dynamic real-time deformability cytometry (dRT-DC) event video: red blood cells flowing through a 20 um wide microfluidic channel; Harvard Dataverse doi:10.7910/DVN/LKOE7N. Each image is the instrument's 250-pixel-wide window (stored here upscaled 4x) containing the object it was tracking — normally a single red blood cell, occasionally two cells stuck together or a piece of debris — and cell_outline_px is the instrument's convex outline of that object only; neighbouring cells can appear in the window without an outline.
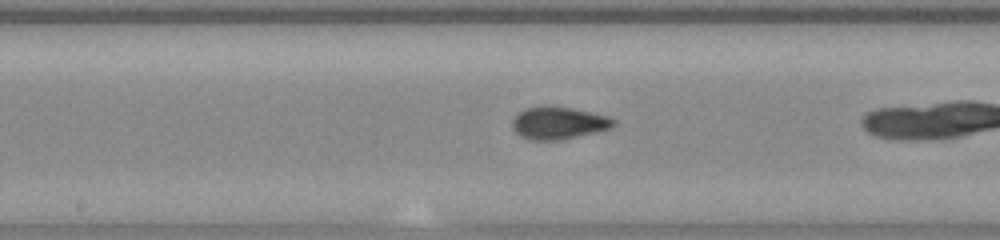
{"species": "common noctule bat (a hibernating species)", "species_latin": "Nyctalus noctula", "temperature_condition": "warm", "stored_images_in_passage": 15, "camera_frame_rate_fps": 3000, "um_per_image_px": 0.085, "animal": {"sex": "female", "body_mass_g": 23.0, "forearm_length_mm": 53.4}, "frame": {"image": 1, "passage_image": 13, "time_ms": 4.0, "image_size_px": [1000, 240], "cell_outline_px": [[616, 124], [612, 128], [556, 140], [528, 140], [520, 136], [512, 128], [512, 120], [524, 108], [572, 108], [592, 112], [608, 116], [616, 120]], "centroid_in_image_um": [47.49, 10.48], "position_along_channel_um": 200.7, "area_um2": 18.55}}